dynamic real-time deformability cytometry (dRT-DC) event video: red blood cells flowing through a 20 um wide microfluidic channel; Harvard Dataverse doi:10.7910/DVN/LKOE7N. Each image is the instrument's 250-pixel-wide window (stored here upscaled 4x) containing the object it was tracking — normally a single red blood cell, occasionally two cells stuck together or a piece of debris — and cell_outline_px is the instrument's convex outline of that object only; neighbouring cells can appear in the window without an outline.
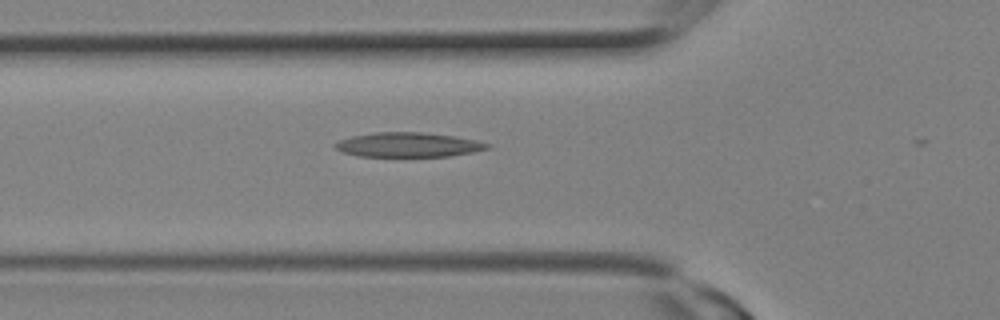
{"species": "Egyptian fruit bat (a non-hibernating species)", "species_latin": "Rousettus aegyptiacus", "temperature_condition": "room temperature", "stored_images_in_passage": 3, "camera_frame_rate_fps": 3000, "um_per_image_px": 0.085, "animal": {"sex": "female"}, "frame": {"image": 1, "passage_image": 3, "time_ms": 0.667, "image_size_px": [1000, 320], "cell_outline_px": [[492, 148], [472, 152], [448, 156], [360, 156], [344, 152], [336, 148], [332, 144], [340, 140], [352, 136], [376, 132], [420, 132], [456, 136], [476, 140], [492, 144]], "centroid_in_image_um": [34.75, 12.3], "position_along_channel_um": 91.1, "area_um2": 21.68}}